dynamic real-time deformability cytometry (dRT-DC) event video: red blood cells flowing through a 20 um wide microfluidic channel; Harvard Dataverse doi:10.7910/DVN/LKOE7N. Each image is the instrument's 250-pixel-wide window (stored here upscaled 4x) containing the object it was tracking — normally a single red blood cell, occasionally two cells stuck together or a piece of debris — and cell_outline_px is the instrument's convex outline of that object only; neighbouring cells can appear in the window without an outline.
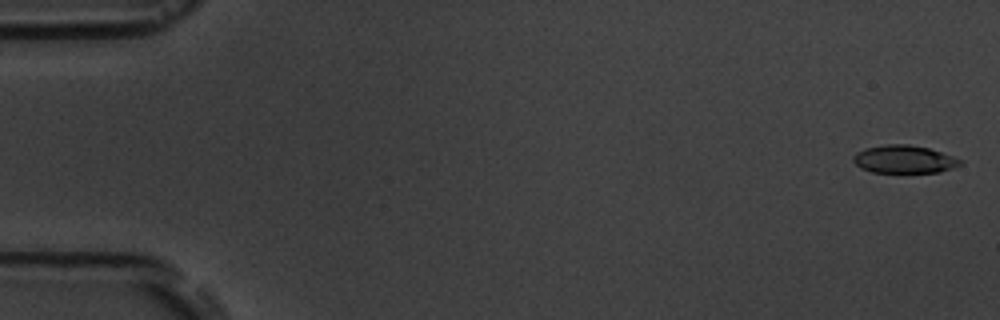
{"species": "common noctule bat (a hibernating species)", "species_latin": "Nyctalus noctula", "temperature_condition": "room temperature", "stored_images_in_passage": 6, "camera_frame_rate_fps": 3000, "um_per_image_px": 0.085, "animal": {"sex": "male", "body_mass_g": 19.5, "forearm_length_mm": 54.6}, "frame": {"image": 1, "passage_image": 1, "time_ms": 0.0, "image_size_px": [1000, 320], "cell_outline_px": [[964, 164], [940, 172], [872, 172], [860, 168], [852, 160], [852, 156], [856, 152], [864, 148], [888, 144], [908, 144], [928, 148], [964, 160]], "centroid_in_image_um": [76.85, 13.54], "position_along_channel_um": 8.2, "area_um2": 17.46}}
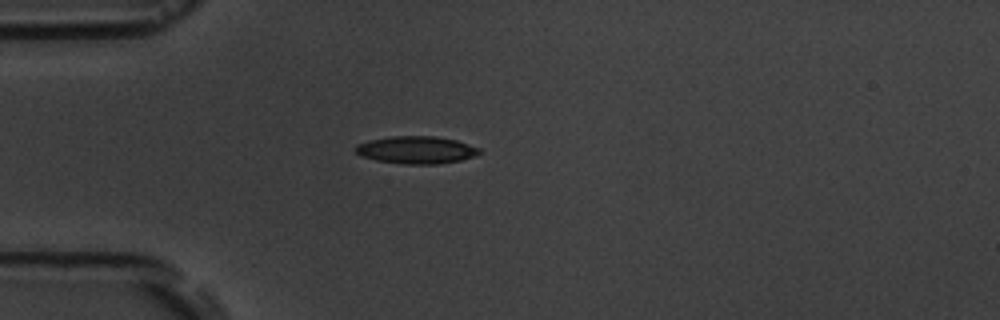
{"frame": {"image": 2, "passage_image": 5, "time_ms": 4.667, "image_size_px": [1000, 320], "cell_outline_px": [[480, 152], [472, 156], [460, 160], [436, 164], [404, 164], [376, 160], [364, 156], [356, 152], [352, 148], [356, 144], [368, 140], [392, 136], [436, 136], [456, 140], [480, 148]], "centroid_in_image_um": [35.34, 12.73], "position_along_channel_um": 49.7, "area_um2": 19.71}}